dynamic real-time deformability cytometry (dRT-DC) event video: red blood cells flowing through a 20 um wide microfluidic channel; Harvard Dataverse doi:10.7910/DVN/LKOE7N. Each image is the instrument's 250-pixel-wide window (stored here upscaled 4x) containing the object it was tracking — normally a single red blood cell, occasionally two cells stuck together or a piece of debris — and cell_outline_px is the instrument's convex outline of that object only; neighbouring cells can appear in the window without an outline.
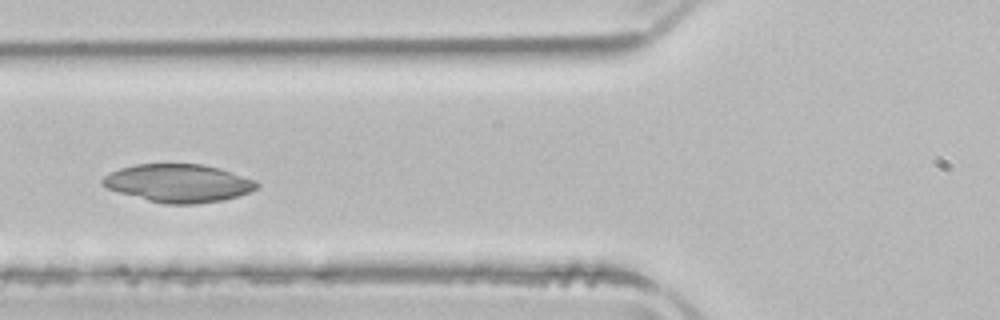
{"species": "common noctule bat (a hibernating species)", "species_latin": "Nyctalus noctula", "temperature_condition": "room temperature", "stored_images_in_passage": 49, "camera_frame_rate_fps": 3000, "um_per_image_px": 0.085, "animal": {"sex": "male", "body_mass_g": 21.5, "forearm_length_mm": 52.0}, "frame": {"image": 1, "passage_image": 17, "time_ms": 5.333, "image_size_px": [1000, 320], "cell_outline_px": [[260, 184], [256, 188], [248, 192], [224, 200], [196, 204], [164, 204], [148, 200], [120, 192], [108, 188], [100, 184], [100, 180], [104, 176], [120, 168], [136, 164], [204, 164], [220, 168], [256, 180]], "centroid_in_image_um": [15.18, 15.56], "position_along_channel_um": 110.6, "area_um2": 34.1}}
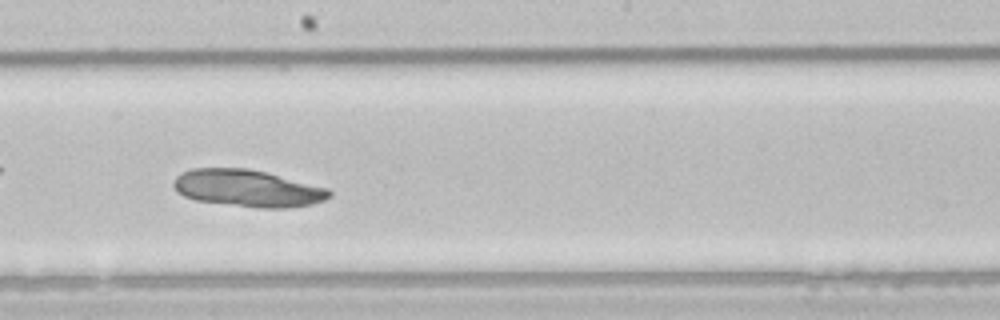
{"frame": {"image": 2, "passage_image": 26, "time_ms": 8.333, "image_size_px": [1000, 320], "cell_outline_px": [[332, 196], [324, 200], [312, 204], [288, 208], [256, 208], [196, 200], [184, 196], [176, 192], [172, 184], [176, 176], [180, 172], [192, 168], [248, 168], [328, 188], [332, 192]], "centroid_in_image_um": [21.02, 16.01], "position_along_channel_um": 227.2, "area_um2": 33.7}}
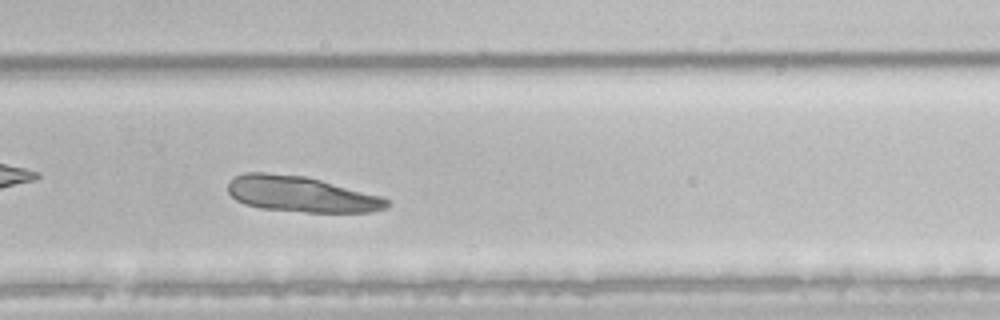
{"frame": {"image": 3, "passage_image": 32, "time_ms": 10.333, "image_size_px": [1000, 320], "cell_outline_px": [[388, 208], [372, 212], [304, 212], [260, 208], [244, 204], [236, 200], [228, 192], [228, 184], [236, 176], [244, 172], [264, 172], [304, 176], [320, 180], [380, 196], [388, 200]], "centroid_in_image_um": [25.57, 16.51], "position_along_channel_um": 304.2, "area_um2": 32.89}}